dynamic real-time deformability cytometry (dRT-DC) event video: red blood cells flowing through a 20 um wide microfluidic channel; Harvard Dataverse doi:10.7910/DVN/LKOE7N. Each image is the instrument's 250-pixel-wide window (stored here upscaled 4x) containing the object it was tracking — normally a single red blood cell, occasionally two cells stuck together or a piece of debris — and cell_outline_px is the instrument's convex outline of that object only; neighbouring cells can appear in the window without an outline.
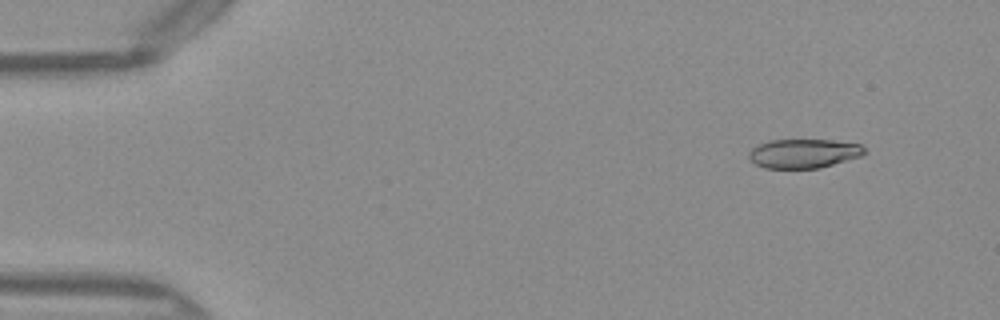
{"species": "Egyptian fruit bat (a non-hibernating species)", "species_latin": "Rousettus aegyptiacus", "temperature_condition": "warm", "stored_images_in_passage": 46, "camera_frame_rate_fps": 3000, "um_per_image_px": 0.085, "frame": {"image": 1, "passage_image": 1, "time_ms": 0.0, "image_size_px": [1000, 320], "cell_outline_px": [[868, 152], [860, 156], [820, 168], [764, 168], [756, 164], [748, 156], [748, 152], [756, 144], [768, 140], [832, 140], [860, 144]], "centroid_in_image_um": [68.29, 13.04], "position_along_channel_um": 16.7, "area_um2": 19.65}}
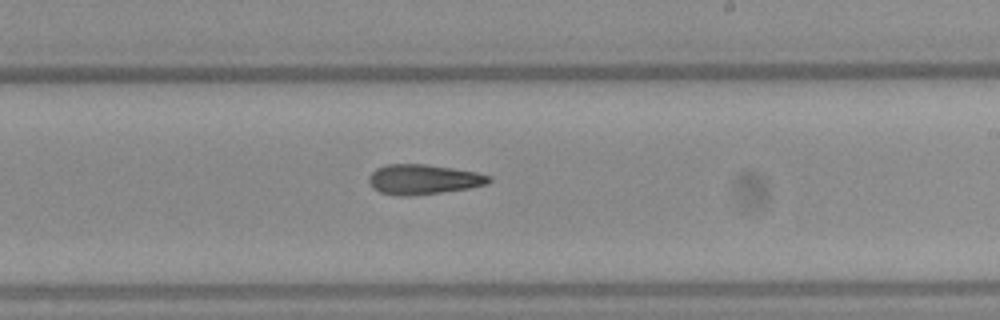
{"frame": {"image": 2, "passage_image": 26, "time_ms": 8.333, "image_size_px": [1000, 320], "cell_outline_px": [[492, 180], [488, 184], [468, 188], [440, 192], [404, 196], [396, 196], [380, 192], [372, 188], [368, 180], [368, 176], [376, 168], [384, 164], [424, 164], [452, 168], [476, 172], [492, 176]], "centroid_in_image_um": [35.96, 15.24], "position_along_channel_um": 253.0, "area_um2": 20.98}}
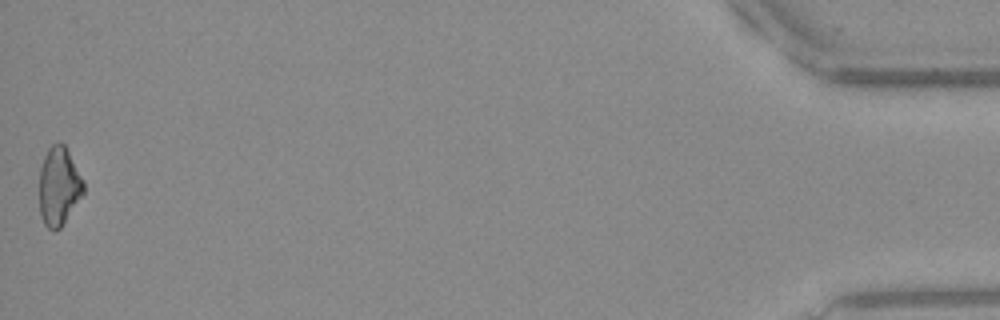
{"frame": {"image": 3, "passage_image": 46, "time_ms": 15.0, "image_size_px": [1000, 320], "cell_outline_px": [[84, 192], [60, 228], [56, 232], [48, 228], [44, 224], [40, 216], [40, 168], [44, 156], [48, 148], [52, 144], [60, 140], [64, 144], [84, 180]], "centroid_in_image_um": [5.0, 15.82], "position_along_channel_um": 430.2, "area_um2": 20.23}}